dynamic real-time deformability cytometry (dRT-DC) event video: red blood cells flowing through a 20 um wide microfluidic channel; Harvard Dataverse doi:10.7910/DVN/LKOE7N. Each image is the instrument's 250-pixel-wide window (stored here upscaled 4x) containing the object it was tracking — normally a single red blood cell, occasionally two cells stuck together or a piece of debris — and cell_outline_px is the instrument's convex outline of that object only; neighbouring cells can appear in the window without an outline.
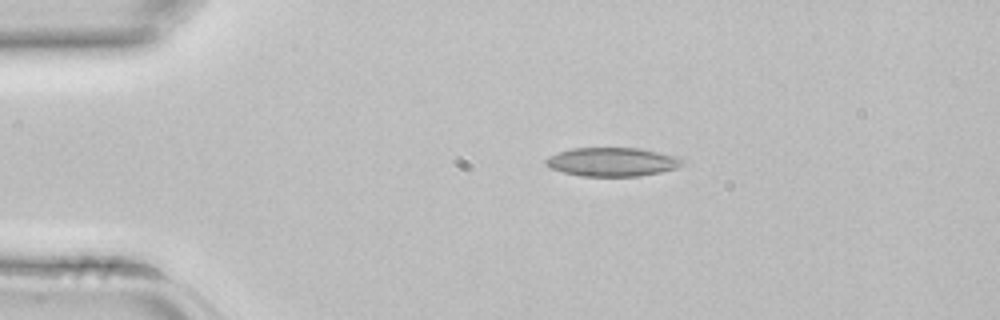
{"species": "common noctule bat (a hibernating species)", "species_latin": "Nyctalus noctula", "temperature_condition": "room temperature", "stored_images_in_passage": 2, "camera_frame_rate_fps": 3000, "um_per_image_px": 0.085, "animal": {"sex": "female", "body_mass_g": 22.7, "forearm_length_mm": 54.2}, "frame": {"image": 1, "passage_image": 1, "time_ms": 0.0, "image_size_px": [1000, 320], "cell_outline_px": [[688, 160], [684, 164], [676, 168], [660, 172], [640, 176], [580, 176], [564, 172], [552, 168], [544, 164], [544, 160], [548, 156], [572, 148], [640, 148], [680, 156]], "centroid_in_image_um": [52.11, 13.75], "position_along_channel_um": 32.9, "area_um2": 23.12}}